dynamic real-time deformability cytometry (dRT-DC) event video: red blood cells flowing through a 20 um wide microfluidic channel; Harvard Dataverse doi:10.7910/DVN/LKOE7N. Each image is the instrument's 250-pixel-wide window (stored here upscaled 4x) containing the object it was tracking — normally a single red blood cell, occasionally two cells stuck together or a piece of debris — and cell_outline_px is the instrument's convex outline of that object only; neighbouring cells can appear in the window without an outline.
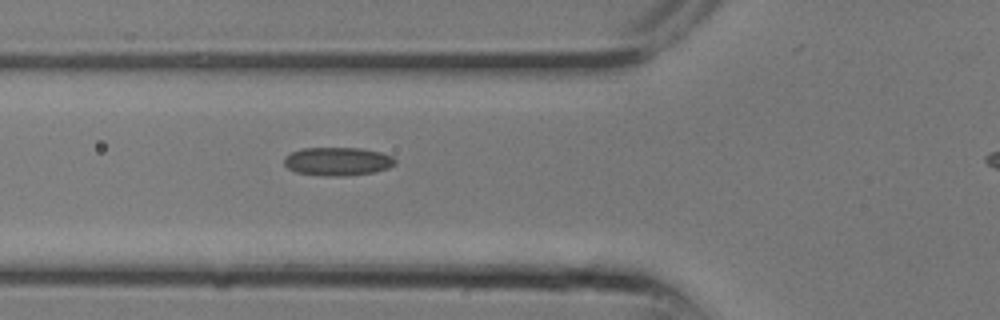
{"species": "common noctule bat (a hibernating species)", "species_latin": "Nyctalus noctula", "temperature_condition": "room temperature", "stored_images_in_passage": 4, "camera_frame_rate_fps": 3000, "um_per_image_px": 0.085, "animal": {"sex": "male", "body_mass_g": 13.3}, "frame": {"image": 1, "passage_image": 4, "time_ms": 1.0, "image_size_px": [1000, 320], "cell_outline_px": [[396, 164], [388, 168], [376, 172], [344, 176], [328, 176], [296, 172], [288, 168], [284, 164], [284, 156], [300, 148], [364, 148], [380, 152], [392, 156], [396, 160]], "centroid_in_image_um": [28.71, 13.71], "position_along_channel_um": 97.1, "area_um2": 18.5}}